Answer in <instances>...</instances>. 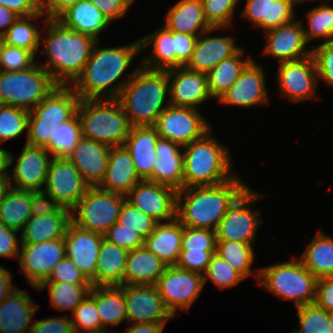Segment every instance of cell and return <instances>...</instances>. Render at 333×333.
I'll use <instances>...</instances> for the list:
<instances>
[{"label": "cell", "instance_id": "7c38bea8", "mask_svg": "<svg viewBox=\"0 0 333 333\" xmlns=\"http://www.w3.org/2000/svg\"><path fill=\"white\" fill-rule=\"evenodd\" d=\"M199 109L168 105L158 116L154 127L157 134L180 146L202 138L212 129Z\"/></svg>", "mask_w": 333, "mask_h": 333}, {"label": "cell", "instance_id": "5b68a950", "mask_svg": "<svg viewBox=\"0 0 333 333\" xmlns=\"http://www.w3.org/2000/svg\"><path fill=\"white\" fill-rule=\"evenodd\" d=\"M211 131L183 146V188L218 185L236 175L229 147Z\"/></svg>", "mask_w": 333, "mask_h": 333}, {"label": "cell", "instance_id": "f546056e", "mask_svg": "<svg viewBox=\"0 0 333 333\" xmlns=\"http://www.w3.org/2000/svg\"><path fill=\"white\" fill-rule=\"evenodd\" d=\"M159 137L154 126H134L124 143L142 180L152 181V169L156 159L155 147Z\"/></svg>", "mask_w": 333, "mask_h": 333}, {"label": "cell", "instance_id": "484cf974", "mask_svg": "<svg viewBox=\"0 0 333 333\" xmlns=\"http://www.w3.org/2000/svg\"><path fill=\"white\" fill-rule=\"evenodd\" d=\"M142 179L138 176L130 152L123 146L110 148L109 160L99 188L126 196Z\"/></svg>", "mask_w": 333, "mask_h": 333}, {"label": "cell", "instance_id": "7402d4cb", "mask_svg": "<svg viewBox=\"0 0 333 333\" xmlns=\"http://www.w3.org/2000/svg\"><path fill=\"white\" fill-rule=\"evenodd\" d=\"M170 105L200 109L205 101L213 99L208 89L207 76L186 67L167 70Z\"/></svg>", "mask_w": 333, "mask_h": 333}, {"label": "cell", "instance_id": "cb8c5ba5", "mask_svg": "<svg viewBox=\"0 0 333 333\" xmlns=\"http://www.w3.org/2000/svg\"><path fill=\"white\" fill-rule=\"evenodd\" d=\"M228 27H211L197 37L187 69L207 74L223 59L235 55L242 47L237 46L232 35L209 36L212 32Z\"/></svg>", "mask_w": 333, "mask_h": 333}, {"label": "cell", "instance_id": "8992f818", "mask_svg": "<svg viewBox=\"0 0 333 333\" xmlns=\"http://www.w3.org/2000/svg\"><path fill=\"white\" fill-rule=\"evenodd\" d=\"M76 113L82 137L110 147L123 146L132 128L117 98L80 99Z\"/></svg>", "mask_w": 333, "mask_h": 333}, {"label": "cell", "instance_id": "7dc6e473", "mask_svg": "<svg viewBox=\"0 0 333 333\" xmlns=\"http://www.w3.org/2000/svg\"><path fill=\"white\" fill-rule=\"evenodd\" d=\"M29 111L0 104V143L20 137L28 131Z\"/></svg>", "mask_w": 333, "mask_h": 333}, {"label": "cell", "instance_id": "34e18365", "mask_svg": "<svg viewBox=\"0 0 333 333\" xmlns=\"http://www.w3.org/2000/svg\"><path fill=\"white\" fill-rule=\"evenodd\" d=\"M11 188L9 173H1L0 174V201L5 196L6 192Z\"/></svg>", "mask_w": 333, "mask_h": 333}, {"label": "cell", "instance_id": "d6986e66", "mask_svg": "<svg viewBox=\"0 0 333 333\" xmlns=\"http://www.w3.org/2000/svg\"><path fill=\"white\" fill-rule=\"evenodd\" d=\"M126 200L159 223L176 218L177 190L170 186L142 180L129 191Z\"/></svg>", "mask_w": 333, "mask_h": 333}, {"label": "cell", "instance_id": "d590c367", "mask_svg": "<svg viewBox=\"0 0 333 333\" xmlns=\"http://www.w3.org/2000/svg\"><path fill=\"white\" fill-rule=\"evenodd\" d=\"M89 295L96 302L101 331L114 333L107 325L116 327L123 321L128 323L124 290L120 286H92Z\"/></svg>", "mask_w": 333, "mask_h": 333}, {"label": "cell", "instance_id": "60d3db41", "mask_svg": "<svg viewBox=\"0 0 333 333\" xmlns=\"http://www.w3.org/2000/svg\"><path fill=\"white\" fill-rule=\"evenodd\" d=\"M31 191L10 188L0 201V222L20 232L32 217Z\"/></svg>", "mask_w": 333, "mask_h": 333}, {"label": "cell", "instance_id": "91938a15", "mask_svg": "<svg viewBox=\"0 0 333 333\" xmlns=\"http://www.w3.org/2000/svg\"><path fill=\"white\" fill-rule=\"evenodd\" d=\"M215 253L216 250H181L175 266L183 270L197 272L203 275L208 268L211 257Z\"/></svg>", "mask_w": 333, "mask_h": 333}, {"label": "cell", "instance_id": "9f6ffc18", "mask_svg": "<svg viewBox=\"0 0 333 333\" xmlns=\"http://www.w3.org/2000/svg\"><path fill=\"white\" fill-rule=\"evenodd\" d=\"M312 56L320 80L333 87V40L314 45Z\"/></svg>", "mask_w": 333, "mask_h": 333}, {"label": "cell", "instance_id": "94428289", "mask_svg": "<svg viewBox=\"0 0 333 333\" xmlns=\"http://www.w3.org/2000/svg\"><path fill=\"white\" fill-rule=\"evenodd\" d=\"M28 333H74V329L70 315H61L33 322Z\"/></svg>", "mask_w": 333, "mask_h": 333}, {"label": "cell", "instance_id": "6125c7cd", "mask_svg": "<svg viewBox=\"0 0 333 333\" xmlns=\"http://www.w3.org/2000/svg\"><path fill=\"white\" fill-rule=\"evenodd\" d=\"M198 36L174 31V68L185 67L191 59Z\"/></svg>", "mask_w": 333, "mask_h": 333}, {"label": "cell", "instance_id": "4fadbf2b", "mask_svg": "<svg viewBox=\"0 0 333 333\" xmlns=\"http://www.w3.org/2000/svg\"><path fill=\"white\" fill-rule=\"evenodd\" d=\"M155 285L175 318L182 310L189 311L205 286L202 274L176 266H167Z\"/></svg>", "mask_w": 333, "mask_h": 333}, {"label": "cell", "instance_id": "753ad0ef", "mask_svg": "<svg viewBox=\"0 0 333 333\" xmlns=\"http://www.w3.org/2000/svg\"><path fill=\"white\" fill-rule=\"evenodd\" d=\"M19 16L13 11L0 5V35L4 36L7 29L14 23Z\"/></svg>", "mask_w": 333, "mask_h": 333}, {"label": "cell", "instance_id": "83f0119b", "mask_svg": "<svg viewBox=\"0 0 333 333\" xmlns=\"http://www.w3.org/2000/svg\"><path fill=\"white\" fill-rule=\"evenodd\" d=\"M156 159L152 169V182L183 188V147L159 137L156 143Z\"/></svg>", "mask_w": 333, "mask_h": 333}, {"label": "cell", "instance_id": "a7ac6f4b", "mask_svg": "<svg viewBox=\"0 0 333 333\" xmlns=\"http://www.w3.org/2000/svg\"><path fill=\"white\" fill-rule=\"evenodd\" d=\"M79 0H39L40 11L47 19H58Z\"/></svg>", "mask_w": 333, "mask_h": 333}, {"label": "cell", "instance_id": "d6a6232c", "mask_svg": "<svg viewBox=\"0 0 333 333\" xmlns=\"http://www.w3.org/2000/svg\"><path fill=\"white\" fill-rule=\"evenodd\" d=\"M167 265L145 246L127 255L123 285H155Z\"/></svg>", "mask_w": 333, "mask_h": 333}, {"label": "cell", "instance_id": "03108f58", "mask_svg": "<svg viewBox=\"0 0 333 333\" xmlns=\"http://www.w3.org/2000/svg\"><path fill=\"white\" fill-rule=\"evenodd\" d=\"M31 213L41 216L57 212L61 206L43 190L31 191Z\"/></svg>", "mask_w": 333, "mask_h": 333}, {"label": "cell", "instance_id": "e7e4bbea", "mask_svg": "<svg viewBox=\"0 0 333 333\" xmlns=\"http://www.w3.org/2000/svg\"><path fill=\"white\" fill-rule=\"evenodd\" d=\"M113 23L126 15L135 0H90Z\"/></svg>", "mask_w": 333, "mask_h": 333}, {"label": "cell", "instance_id": "6da1fadb", "mask_svg": "<svg viewBox=\"0 0 333 333\" xmlns=\"http://www.w3.org/2000/svg\"><path fill=\"white\" fill-rule=\"evenodd\" d=\"M99 42L94 44L82 73L71 85L80 99L118 98L123 87L141 66L139 62L128 77L120 79L134 57L142 53L140 40L107 48L99 47Z\"/></svg>", "mask_w": 333, "mask_h": 333}, {"label": "cell", "instance_id": "2e32d148", "mask_svg": "<svg viewBox=\"0 0 333 333\" xmlns=\"http://www.w3.org/2000/svg\"><path fill=\"white\" fill-rule=\"evenodd\" d=\"M43 191L72 210L90 187L68 158L52 157Z\"/></svg>", "mask_w": 333, "mask_h": 333}, {"label": "cell", "instance_id": "8fae6325", "mask_svg": "<svg viewBox=\"0 0 333 333\" xmlns=\"http://www.w3.org/2000/svg\"><path fill=\"white\" fill-rule=\"evenodd\" d=\"M265 196H260L248 185L228 206L225 216L215 230L217 240L253 244L256 241V232L264 221L260 217V210L255 211L252 205L254 201Z\"/></svg>", "mask_w": 333, "mask_h": 333}, {"label": "cell", "instance_id": "f6af8a7d", "mask_svg": "<svg viewBox=\"0 0 333 333\" xmlns=\"http://www.w3.org/2000/svg\"><path fill=\"white\" fill-rule=\"evenodd\" d=\"M82 138V130L77 113L68 121L58 125L54 138L44 147L51 157L68 158Z\"/></svg>", "mask_w": 333, "mask_h": 333}, {"label": "cell", "instance_id": "681fc988", "mask_svg": "<svg viewBox=\"0 0 333 333\" xmlns=\"http://www.w3.org/2000/svg\"><path fill=\"white\" fill-rule=\"evenodd\" d=\"M299 328L297 333H332L328 312L315 303L296 307Z\"/></svg>", "mask_w": 333, "mask_h": 333}, {"label": "cell", "instance_id": "680465c9", "mask_svg": "<svg viewBox=\"0 0 333 333\" xmlns=\"http://www.w3.org/2000/svg\"><path fill=\"white\" fill-rule=\"evenodd\" d=\"M104 238L128 251L144 246V238L137 231L126 228L118 222L108 229Z\"/></svg>", "mask_w": 333, "mask_h": 333}, {"label": "cell", "instance_id": "277c9868", "mask_svg": "<svg viewBox=\"0 0 333 333\" xmlns=\"http://www.w3.org/2000/svg\"><path fill=\"white\" fill-rule=\"evenodd\" d=\"M117 99L132 127L154 126L158 116L170 105L167 71L140 66Z\"/></svg>", "mask_w": 333, "mask_h": 333}, {"label": "cell", "instance_id": "8c879c8a", "mask_svg": "<svg viewBox=\"0 0 333 333\" xmlns=\"http://www.w3.org/2000/svg\"><path fill=\"white\" fill-rule=\"evenodd\" d=\"M165 325L166 324H155V323H142V324L129 323L127 328L124 330V333H163Z\"/></svg>", "mask_w": 333, "mask_h": 333}, {"label": "cell", "instance_id": "816d5d0a", "mask_svg": "<svg viewBox=\"0 0 333 333\" xmlns=\"http://www.w3.org/2000/svg\"><path fill=\"white\" fill-rule=\"evenodd\" d=\"M118 223L137 231L145 239L155 230L159 222L147 216L125 199L121 207Z\"/></svg>", "mask_w": 333, "mask_h": 333}, {"label": "cell", "instance_id": "2a66077c", "mask_svg": "<svg viewBox=\"0 0 333 333\" xmlns=\"http://www.w3.org/2000/svg\"><path fill=\"white\" fill-rule=\"evenodd\" d=\"M290 3L295 7V6H298L296 4H300V3H305L306 1L307 2H310V1H316V0H289ZM318 1V0H317ZM320 1V0H319ZM322 1V0H321ZM325 0H323L324 2Z\"/></svg>", "mask_w": 333, "mask_h": 333}, {"label": "cell", "instance_id": "e575fe53", "mask_svg": "<svg viewBox=\"0 0 333 333\" xmlns=\"http://www.w3.org/2000/svg\"><path fill=\"white\" fill-rule=\"evenodd\" d=\"M183 225L177 218L157 224L155 230L144 239V246L167 266H175L181 252Z\"/></svg>", "mask_w": 333, "mask_h": 333}, {"label": "cell", "instance_id": "c3c4849f", "mask_svg": "<svg viewBox=\"0 0 333 333\" xmlns=\"http://www.w3.org/2000/svg\"><path fill=\"white\" fill-rule=\"evenodd\" d=\"M204 285L207 280L211 281L219 291L232 288L245 280L236 270H234L224 259L217 254L211 257L208 268L203 274Z\"/></svg>", "mask_w": 333, "mask_h": 333}, {"label": "cell", "instance_id": "003e7915", "mask_svg": "<svg viewBox=\"0 0 333 333\" xmlns=\"http://www.w3.org/2000/svg\"><path fill=\"white\" fill-rule=\"evenodd\" d=\"M314 303L327 312L333 311V276H326L317 280Z\"/></svg>", "mask_w": 333, "mask_h": 333}, {"label": "cell", "instance_id": "89a4df30", "mask_svg": "<svg viewBox=\"0 0 333 333\" xmlns=\"http://www.w3.org/2000/svg\"><path fill=\"white\" fill-rule=\"evenodd\" d=\"M0 5L18 16H29L41 12L39 0H0Z\"/></svg>", "mask_w": 333, "mask_h": 333}, {"label": "cell", "instance_id": "52a82bcc", "mask_svg": "<svg viewBox=\"0 0 333 333\" xmlns=\"http://www.w3.org/2000/svg\"><path fill=\"white\" fill-rule=\"evenodd\" d=\"M317 280L295 255L259 268L258 284L282 300L293 301L295 307L315 302Z\"/></svg>", "mask_w": 333, "mask_h": 333}, {"label": "cell", "instance_id": "bcb514c9", "mask_svg": "<svg viewBox=\"0 0 333 333\" xmlns=\"http://www.w3.org/2000/svg\"><path fill=\"white\" fill-rule=\"evenodd\" d=\"M322 2L319 6L306 13V22L303 25L307 42L320 39L321 43L333 40V6Z\"/></svg>", "mask_w": 333, "mask_h": 333}, {"label": "cell", "instance_id": "9c48e42d", "mask_svg": "<svg viewBox=\"0 0 333 333\" xmlns=\"http://www.w3.org/2000/svg\"><path fill=\"white\" fill-rule=\"evenodd\" d=\"M58 84L37 61L28 69L0 70V104L32 111Z\"/></svg>", "mask_w": 333, "mask_h": 333}, {"label": "cell", "instance_id": "3957f363", "mask_svg": "<svg viewBox=\"0 0 333 333\" xmlns=\"http://www.w3.org/2000/svg\"><path fill=\"white\" fill-rule=\"evenodd\" d=\"M238 176L218 185L177 190L176 218L183 226L215 231L228 206L248 186Z\"/></svg>", "mask_w": 333, "mask_h": 333}, {"label": "cell", "instance_id": "f1b7e54d", "mask_svg": "<svg viewBox=\"0 0 333 333\" xmlns=\"http://www.w3.org/2000/svg\"><path fill=\"white\" fill-rule=\"evenodd\" d=\"M241 16L264 32L292 22L296 18L289 0H246Z\"/></svg>", "mask_w": 333, "mask_h": 333}, {"label": "cell", "instance_id": "ee69618b", "mask_svg": "<svg viewBox=\"0 0 333 333\" xmlns=\"http://www.w3.org/2000/svg\"><path fill=\"white\" fill-rule=\"evenodd\" d=\"M48 287L50 306L58 311H73L89 294L92 284H71L68 282H43L35 289L38 292Z\"/></svg>", "mask_w": 333, "mask_h": 333}, {"label": "cell", "instance_id": "2644e50d", "mask_svg": "<svg viewBox=\"0 0 333 333\" xmlns=\"http://www.w3.org/2000/svg\"><path fill=\"white\" fill-rule=\"evenodd\" d=\"M12 274L7 268L0 266V303L17 287L13 285Z\"/></svg>", "mask_w": 333, "mask_h": 333}, {"label": "cell", "instance_id": "6f0895ef", "mask_svg": "<svg viewBox=\"0 0 333 333\" xmlns=\"http://www.w3.org/2000/svg\"><path fill=\"white\" fill-rule=\"evenodd\" d=\"M44 282H68L71 284H91V281L78 267L65 256L50 272Z\"/></svg>", "mask_w": 333, "mask_h": 333}, {"label": "cell", "instance_id": "db71d44e", "mask_svg": "<svg viewBox=\"0 0 333 333\" xmlns=\"http://www.w3.org/2000/svg\"><path fill=\"white\" fill-rule=\"evenodd\" d=\"M36 56L30 51L5 44L0 53L1 71H22L30 68L35 62Z\"/></svg>", "mask_w": 333, "mask_h": 333}, {"label": "cell", "instance_id": "979ff035", "mask_svg": "<svg viewBox=\"0 0 333 333\" xmlns=\"http://www.w3.org/2000/svg\"><path fill=\"white\" fill-rule=\"evenodd\" d=\"M74 333H78V332H74ZM88 333V332H87ZM90 333V332H89ZM98 333H109V332H106V331H101V332H98Z\"/></svg>", "mask_w": 333, "mask_h": 333}, {"label": "cell", "instance_id": "09005b40", "mask_svg": "<svg viewBox=\"0 0 333 333\" xmlns=\"http://www.w3.org/2000/svg\"><path fill=\"white\" fill-rule=\"evenodd\" d=\"M4 36L0 35V53H1V49H2V46L4 45Z\"/></svg>", "mask_w": 333, "mask_h": 333}, {"label": "cell", "instance_id": "f35d334b", "mask_svg": "<svg viewBox=\"0 0 333 333\" xmlns=\"http://www.w3.org/2000/svg\"><path fill=\"white\" fill-rule=\"evenodd\" d=\"M241 48L235 55L223 59L207 74L208 89L213 99L219 100L239 79L241 72L254 59L251 55L244 57Z\"/></svg>", "mask_w": 333, "mask_h": 333}, {"label": "cell", "instance_id": "4dcf8cb0", "mask_svg": "<svg viewBox=\"0 0 333 333\" xmlns=\"http://www.w3.org/2000/svg\"><path fill=\"white\" fill-rule=\"evenodd\" d=\"M71 222V210L61 207L57 212L32 217L21 230V244H38L65 237Z\"/></svg>", "mask_w": 333, "mask_h": 333}, {"label": "cell", "instance_id": "f5cc1de1", "mask_svg": "<svg viewBox=\"0 0 333 333\" xmlns=\"http://www.w3.org/2000/svg\"><path fill=\"white\" fill-rule=\"evenodd\" d=\"M204 14L212 27H231L239 0H202Z\"/></svg>", "mask_w": 333, "mask_h": 333}, {"label": "cell", "instance_id": "11e5206c", "mask_svg": "<svg viewBox=\"0 0 333 333\" xmlns=\"http://www.w3.org/2000/svg\"><path fill=\"white\" fill-rule=\"evenodd\" d=\"M9 151L0 147V174L8 172Z\"/></svg>", "mask_w": 333, "mask_h": 333}, {"label": "cell", "instance_id": "11a10c76", "mask_svg": "<svg viewBox=\"0 0 333 333\" xmlns=\"http://www.w3.org/2000/svg\"><path fill=\"white\" fill-rule=\"evenodd\" d=\"M216 245L215 231L183 226L181 250H216Z\"/></svg>", "mask_w": 333, "mask_h": 333}, {"label": "cell", "instance_id": "ffe728a7", "mask_svg": "<svg viewBox=\"0 0 333 333\" xmlns=\"http://www.w3.org/2000/svg\"><path fill=\"white\" fill-rule=\"evenodd\" d=\"M272 28L264 32L266 45L263 55H268L278 63L294 61L312 55V49L308 50V42L303 30V22L300 19Z\"/></svg>", "mask_w": 333, "mask_h": 333}, {"label": "cell", "instance_id": "f907efd6", "mask_svg": "<svg viewBox=\"0 0 333 333\" xmlns=\"http://www.w3.org/2000/svg\"><path fill=\"white\" fill-rule=\"evenodd\" d=\"M74 332H101V322L95 300L88 294L86 298L71 313Z\"/></svg>", "mask_w": 333, "mask_h": 333}, {"label": "cell", "instance_id": "d4e9b609", "mask_svg": "<svg viewBox=\"0 0 333 333\" xmlns=\"http://www.w3.org/2000/svg\"><path fill=\"white\" fill-rule=\"evenodd\" d=\"M110 146L82 137L68 159L90 187H97L105 177Z\"/></svg>", "mask_w": 333, "mask_h": 333}, {"label": "cell", "instance_id": "7bdbcfd3", "mask_svg": "<svg viewBox=\"0 0 333 333\" xmlns=\"http://www.w3.org/2000/svg\"><path fill=\"white\" fill-rule=\"evenodd\" d=\"M220 258L236 270L244 279L255 277L259 280V268L253 272L251 268L255 261L253 244H244L236 241L217 240L216 253ZM254 274V275H252Z\"/></svg>", "mask_w": 333, "mask_h": 333}, {"label": "cell", "instance_id": "ab89813d", "mask_svg": "<svg viewBox=\"0 0 333 333\" xmlns=\"http://www.w3.org/2000/svg\"><path fill=\"white\" fill-rule=\"evenodd\" d=\"M298 258L317 279L333 276V237L318 230Z\"/></svg>", "mask_w": 333, "mask_h": 333}, {"label": "cell", "instance_id": "44dd1931", "mask_svg": "<svg viewBox=\"0 0 333 333\" xmlns=\"http://www.w3.org/2000/svg\"><path fill=\"white\" fill-rule=\"evenodd\" d=\"M254 59L241 72L239 79L217 101L226 106L256 107L269 101L266 88V72Z\"/></svg>", "mask_w": 333, "mask_h": 333}, {"label": "cell", "instance_id": "ac0fdd59", "mask_svg": "<svg viewBox=\"0 0 333 333\" xmlns=\"http://www.w3.org/2000/svg\"><path fill=\"white\" fill-rule=\"evenodd\" d=\"M128 324H166L175 318L165 306L156 285H121Z\"/></svg>", "mask_w": 333, "mask_h": 333}, {"label": "cell", "instance_id": "74e56055", "mask_svg": "<svg viewBox=\"0 0 333 333\" xmlns=\"http://www.w3.org/2000/svg\"><path fill=\"white\" fill-rule=\"evenodd\" d=\"M128 250L103 238L97 259L95 286H121Z\"/></svg>", "mask_w": 333, "mask_h": 333}, {"label": "cell", "instance_id": "836d02e7", "mask_svg": "<svg viewBox=\"0 0 333 333\" xmlns=\"http://www.w3.org/2000/svg\"><path fill=\"white\" fill-rule=\"evenodd\" d=\"M169 30L199 36L212 26L207 22L202 0H179L165 14Z\"/></svg>", "mask_w": 333, "mask_h": 333}, {"label": "cell", "instance_id": "1f68e13d", "mask_svg": "<svg viewBox=\"0 0 333 333\" xmlns=\"http://www.w3.org/2000/svg\"><path fill=\"white\" fill-rule=\"evenodd\" d=\"M57 20L66 28L86 34L100 41L101 33L112 23L90 0H79Z\"/></svg>", "mask_w": 333, "mask_h": 333}, {"label": "cell", "instance_id": "603a6c76", "mask_svg": "<svg viewBox=\"0 0 333 333\" xmlns=\"http://www.w3.org/2000/svg\"><path fill=\"white\" fill-rule=\"evenodd\" d=\"M64 238L66 256L95 286L97 259L104 235L80 228L71 221Z\"/></svg>", "mask_w": 333, "mask_h": 333}, {"label": "cell", "instance_id": "be15d7a7", "mask_svg": "<svg viewBox=\"0 0 333 333\" xmlns=\"http://www.w3.org/2000/svg\"><path fill=\"white\" fill-rule=\"evenodd\" d=\"M17 232L0 222V257L18 259L21 250V239L16 236Z\"/></svg>", "mask_w": 333, "mask_h": 333}, {"label": "cell", "instance_id": "7a4b0ae2", "mask_svg": "<svg viewBox=\"0 0 333 333\" xmlns=\"http://www.w3.org/2000/svg\"><path fill=\"white\" fill-rule=\"evenodd\" d=\"M41 30L44 31L41 32L44 43L41 42L40 45H44L41 50L43 48L47 61L40 65L58 85H71L82 73L96 40L66 28L57 19H47L46 16ZM42 33L47 34L45 38Z\"/></svg>", "mask_w": 333, "mask_h": 333}, {"label": "cell", "instance_id": "8d00e7d4", "mask_svg": "<svg viewBox=\"0 0 333 333\" xmlns=\"http://www.w3.org/2000/svg\"><path fill=\"white\" fill-rule=\"evenodd\" d=\"M141 50L150 47L151 54L141 59V66L150 70L167 71L174 68V31L165 25L139 38Z\"/></svg>", "mask_w": 333, "mask_h": 333}, {"label": "cell", "instance_id": "b9f144b4", "mask_svg": "<svg viewBox=\"0 0 333 333\" xmlns=\"http://www.w3.org/2000/svg\"><path fill=\"white\" fill-rule=\"evenodd\" d=\"M43 16L45 15L42 12L19 16L4 34L5 44L28 50L35 56L41 47L42 31L34 22Z\"/></svg>", "mask_w": 333, "mask_h": 333}, {"label": "cell", "instance_id": "4316f807", "mask_svg": "<svg viewBox=\"0 0 333 333\" xmlns=\"http://www.w3.org/2000/svg\"><path fill=\"white\" fill-rule=\"evenodd\" d=\"M38 306L26 291L14 289L0 303V333H28Z\"/></svg>", "mask_w": 333, "mask_h": 333}, {"label": "cell", "instance_id": "5bb4252c", "mask_svg": "<svg viewBox=\"0 0 333 333\" xmlns=\"http://www.w3.org/2000/svg\"><path fill=\"white\" fill-rule=\"evenodd\" d=\"M277 64H279V67L276 79L282 98L285 97L296 104L318 98V92L316 91L319 85V77L312 55Z\"/></svg>", "mask_w": 333, "mask_h": 333}, {"label": "cell", "instance_id": "ba28073f", "mask_svg": "<svg viewBox=\"0 0 333 333\" xmlns=\"http://www.w3.org/2000/svg\"><path fill=\"white\" fill-rule=\"evenodd\" d=\"M80 98L70 85H57L29 112L26 144L45 147L58 125L71 119L77 111Z\"/></svg>", "mask_w": 333, "mask_h": 333}, {"label": "cell", "instance_id": "30bf717a", "mask_svg": "<svg viewBox=\"0 0 333 333\" xmlns=\"http://www.w3.org/2000/svg\"><path fill=\"white\" fill-rule=\"evenodd\" d=\"M126 196L89 187L71 210V221L80 228L104 235L116 222Z\"/></svg>", "mask_w": 333, "mask_h": 333}, {"label": "cell", "instance_id": "b9fcfbb0", "mask_svg": "<svg viewBox=\"0 0 333 333\" xmlns=\"http://www.w3.org/2000/svg\"><path fill=\"white\" fill-rule=\"evenodd\" d=\"M328 319H329L331 332L333 333V311L328 312Z\"/></svg>", "mask_w": 333, "mask_h": 333}, {"label": "cell", "instance_id": "e0dca14e", "mask_svg": "<svg viewBox=\"0 0 333 333\" xmlns=\"http://www.w3.org/2000/svg\"><path fill=\"white\" fill-rule=\"evenodd\" d=\"M65 256L63 237L38 244H21L18 260L27 283L36 288L48 278L51 270Z\"/></svg>", "mask_w": 333, "mask_h": 333}, {"label": "cell", "instance_id": "9a60e30c", "mask_svg": "<svg viewBox=\"0 0 333 333\" xmlns=\"http://www.w3.org/2000/svg\"><path fill=\"white\" fill-rule=\"evenodd\" d=\"M44 147L24 145L18 158L9 151L8 172L11 188L26 191L43 190L52 159ZM16 159V160H15ZM17 161L13 169L11 165ZM12 173V175H10ZM14 183V184H13Z\"/></svg>", "mask_w": 333, "mask_h": 333}]
</instances>
